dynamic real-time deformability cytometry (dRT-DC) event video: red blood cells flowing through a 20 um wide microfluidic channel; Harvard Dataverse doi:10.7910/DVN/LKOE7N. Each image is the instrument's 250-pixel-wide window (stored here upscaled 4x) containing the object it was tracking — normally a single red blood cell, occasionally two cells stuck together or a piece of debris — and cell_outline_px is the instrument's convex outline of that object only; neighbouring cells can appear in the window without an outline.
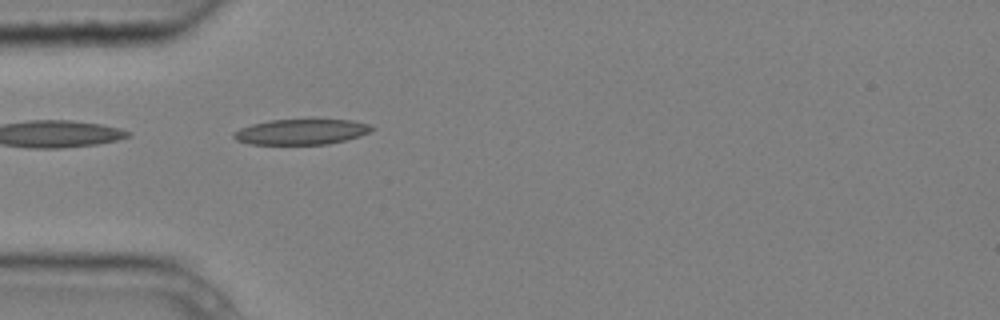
{"species": "common noctule bat (a hibernating species)", "species_latin": "Nyctalus noctula", "temperature_condition": "cold", "stored_images_in_passage": 4, "camera_frame_rate_fps": 3000, "um_per_image_px": 0.085, "animal": {"sex": "male", "body_mass_g": 20.4}, "frame": {"image": 1, "passage_image": 4, "time_ms": 1.0, "image_size_px": [1000, 320], "cell_outline_px": [[376, 128], [360, 136], [328, 144], [248, 144], [236, 140], [232, 136], [232, 132], [240, 128], [252, 124], [268, 120], [312, 116], [352, 120], [368, 124]], "centroid_in_image_um": [25.62, 11.14], "position_along_channel_um": 59.4, "area_um2": 21.62}}